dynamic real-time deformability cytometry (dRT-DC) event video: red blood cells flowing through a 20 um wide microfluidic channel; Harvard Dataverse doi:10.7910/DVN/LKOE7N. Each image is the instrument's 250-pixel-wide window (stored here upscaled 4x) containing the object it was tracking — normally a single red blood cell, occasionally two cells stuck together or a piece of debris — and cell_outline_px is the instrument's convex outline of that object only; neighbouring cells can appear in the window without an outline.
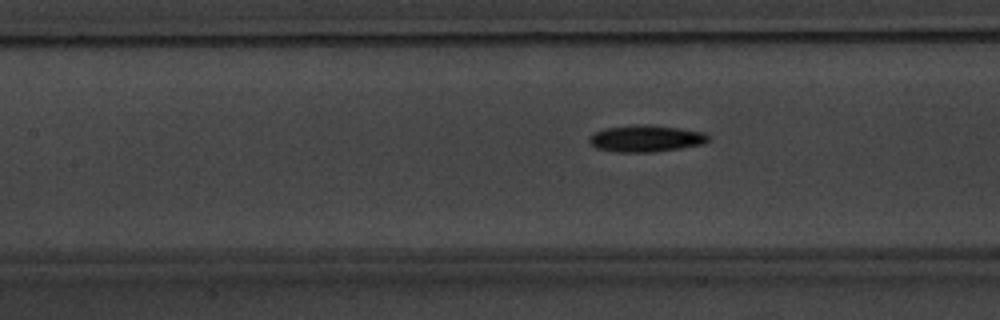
{"species": "common noctule bat (a hibernating species)", "species_latin": "Nyctalus noctula", "temperature_condition": "warm", "stored_images_in_passage": 9, "camera_frame_rate_fps": 3000, "um_per_image_px": 0.085, "animal": {"sex": "male", "body_mass_g": 20.1, "forearm_length_mm": 53.5}, "frame": {"image": 1, "passage_image": 9, "time_ms": 10.0, "image_size_px": [1000, 320], "cell_outline_px": [[712, 140], [704, 144], [680, 148], [652, 152], [616, 152], [596, 148], [588, 140], [588, 136], [592, 132], [604, 128], [632, 124], [652, 124], [680, 128], [704, 132], [712, 136]], "centroid_in_image_um": [54.92, 11.75], "position_along_channel_um": 152.5, "area_um2": 19.07}}